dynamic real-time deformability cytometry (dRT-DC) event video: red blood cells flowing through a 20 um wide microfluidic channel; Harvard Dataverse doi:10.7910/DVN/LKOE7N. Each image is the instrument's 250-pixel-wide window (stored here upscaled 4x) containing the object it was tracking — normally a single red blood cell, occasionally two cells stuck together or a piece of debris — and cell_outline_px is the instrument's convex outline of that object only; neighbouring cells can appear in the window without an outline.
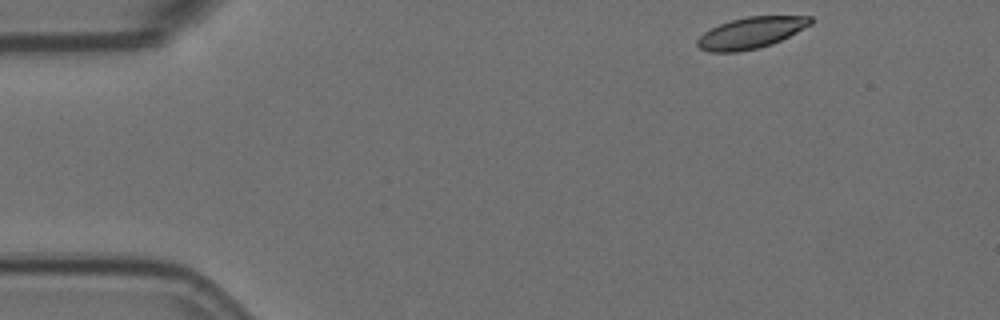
{"species": "Egyptian fruit bat (a non-hibernating species)", "species_latin": "Rousettus aegyptiacus", "temperature_condition": "room temperature", "stored_images_in_passage": 10, "camera_frame_rate_fps": 3000, "um_per_image_px": 0.085, "animal": {"sex": "female"}, "frame": {"image": 1, "passage_image": 1, "time_ms": 0.0, "image_size_px": [1000, 320], "cell_outline_px": [[812, 24], [772, 44], [756, 48], [736, 52], [708, 52], [700, 48], [696, 44], [696, 40], [704, 32], [720, 24], [732, 20], [748, 16], [812, 16]], "centroid_in_image_um": [63.81, 2.79], "position_along_channel_um": 21.2, "area_um2": 20.4}}
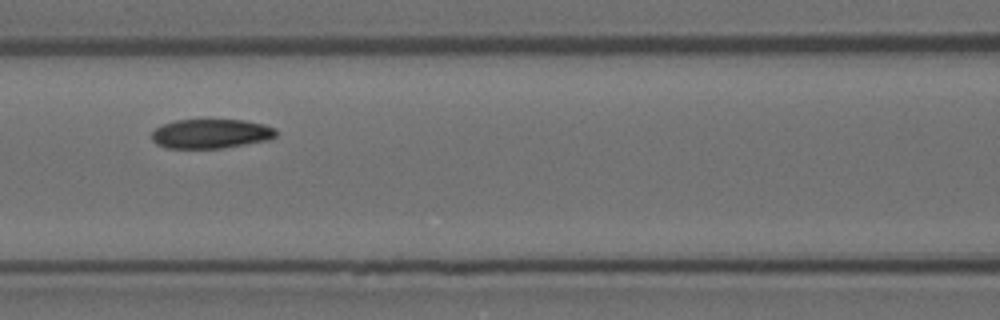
{"frame": {"image": 2, "passage_image": 6, "time_ms": 1.667, "image_size_px": [1000, 320], "cell_outline_px": [[276, 136], [268, 140], [220, 148], [168, 148], [156, 144], [152, 140], [152, 132], [156, 128], [164, 124], [176, 120], [244, 120], [264, 124], [276, 128]], "centroid_in_image_um": [17.93, 11.36], "position_along_channel_um": 148.7, "area_um2": 21.15}}
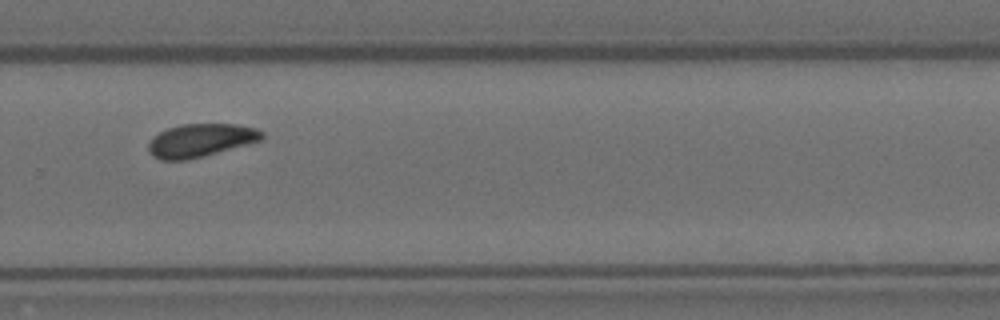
{"frame": {"image": 3, "passage_image": 10, "time_ms": 3.0, "image_size_px": [1000, 320], "cell_outline_px": [[264, 136], [260, 140], [188, 160], [160, 160], [152, 156], [148, 152], [148, 144], [152, 136], [168, 128], [180, 124], [236, 124], [256, 128], [264, 132]], "centroid_in_image_um": [17.0, 11.92], "position_along_channel_um": 312.8, "area_um2": 21.85}}